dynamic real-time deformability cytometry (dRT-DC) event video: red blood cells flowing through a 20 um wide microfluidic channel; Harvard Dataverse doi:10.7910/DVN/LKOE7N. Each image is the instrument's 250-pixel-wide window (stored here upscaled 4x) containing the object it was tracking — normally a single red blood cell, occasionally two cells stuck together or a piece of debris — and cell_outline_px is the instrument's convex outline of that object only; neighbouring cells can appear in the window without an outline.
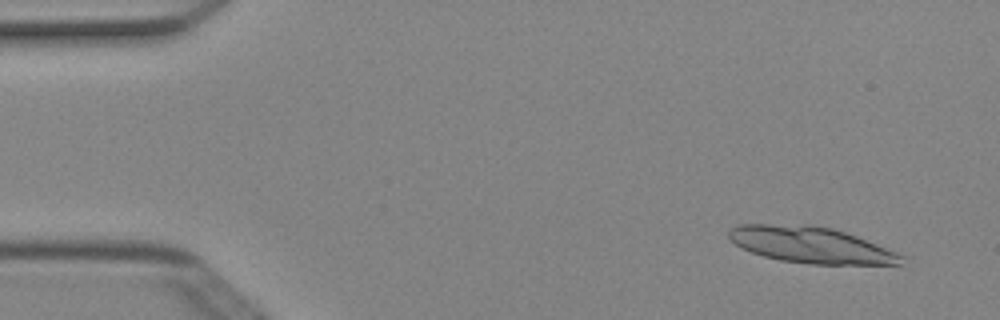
{"species": "Egyptian fruit bat (a non-hibernating species)", "species_latin": "Rousettus aegyptiacus", "temperature_condition": "cold", "stored_images_in_passage": 4, "camera_frame_rate_fps": 3000, "um_per_image_px": 0.085, "animal": {"sex": "female"}, "frame": {"image": 1, "passage_image": 1, "time_ms": 0.0, "image_size_px": [1000, 320], "cell_outline_px": [[904, 256], [900, 264], [812, 264], [780, 260], [764, 256], [740, 248], [728, 236], [728, 228], [740, 224], [808, 224], [832, 228], [856, 236], [896, 252]], "centroid_in_image_um": [68.86, 20.8], "position_along_channel_um": 16.1, "area_um2": 36.18}}